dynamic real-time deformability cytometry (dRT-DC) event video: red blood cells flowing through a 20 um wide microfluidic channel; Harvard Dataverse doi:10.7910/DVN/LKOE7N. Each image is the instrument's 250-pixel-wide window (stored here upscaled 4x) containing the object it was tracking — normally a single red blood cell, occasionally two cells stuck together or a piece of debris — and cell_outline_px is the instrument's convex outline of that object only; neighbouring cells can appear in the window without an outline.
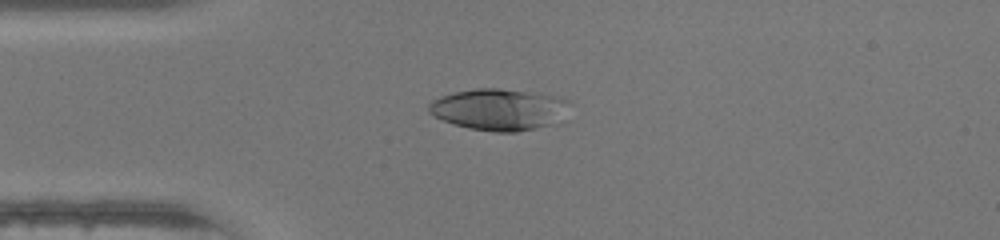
{"species": "human", "species_latin": "Homo sapiens", "temperature_condition": "warm", "stored_images_in_passage": 30, "camera_frame_rate_fps": 3000, "um_per_image_px": 0.085, "donor": {"sex": "female"}, "frame": {"image": 1, "passage_image": 1, "time_ms": 0.0, "image_size_px": [1000, 240], "cell_outline_px": [[572, 104], [560, 124], [516, 132], [496, 132], [468, 128], [452, 124], [428, 112], [428, 104], [432, 100], [440, 96], [456, 92], [476, 88], [496, 88], [556, 96], [568, 100]], "centroid_in_image_um": [42.48, 9.32], "position_along_channel_um": 42.5, "area_um2": 34.45}}
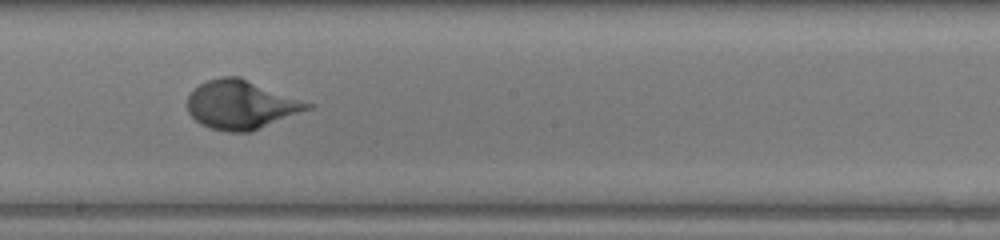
{"frame": {"image": 2, "passage_image": 15, "time_ms": 4.667, "image_size_px": [1000, 240], "cell_outline_px": [[316, 104], [312, 108], [248, 132], [228, 132], [212, 128], [200, 124], [188, 112], [188, 96], [200, 84], [208, 80], [220, 76], [240, 76]], "centroid_in_image_um": [20.52, 8.88], "position_along_channel_um": 227.7, "area_um2": 34.1}}
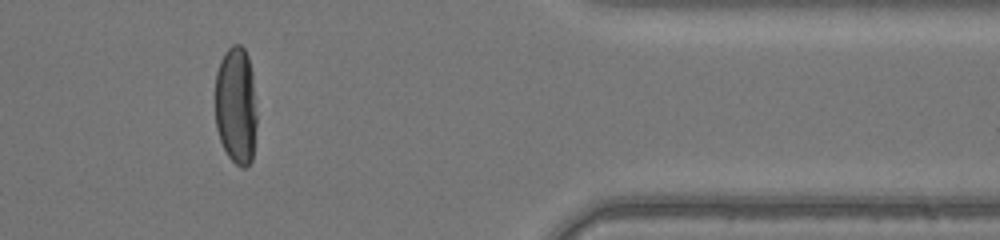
{"frame": {"image": 3, "passage_image": 28, "time_ms": 9.0, "image_size_px": [1000, 240], "cell_outline_px": [[256, 124], [252, 160], [244, 168], [240, 168], [228, 156], [220, 140], [216, 128], [216, 72], [220, 60], [224, 52], [232, 44], [240, 44], [244, 48], [248, 56], [252, 72], [256, 116]], "centroid_in_image_um": [20.06, 8.95], "position_along_channel_um": 391.3, "area_um2": 28.67}, "authors_computed_cell_mechanics": {"area_um2": 33.0616, "velocity_mm_per_s": 4.3998, "shape_relaxation_time_tau1_ms": 3.0499, "shape_relaxation_time_tau2_ms": null, "deformation_change_tau1": 0.2099, "deformation_change_tau2": null}}